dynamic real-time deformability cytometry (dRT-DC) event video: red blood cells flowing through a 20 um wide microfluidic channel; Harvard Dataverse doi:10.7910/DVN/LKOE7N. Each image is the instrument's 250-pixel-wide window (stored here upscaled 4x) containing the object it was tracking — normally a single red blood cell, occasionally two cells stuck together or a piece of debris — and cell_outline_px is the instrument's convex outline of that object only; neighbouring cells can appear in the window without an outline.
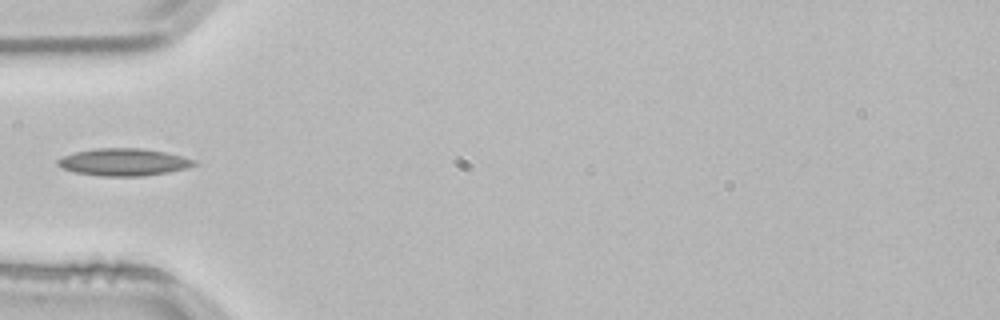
{"species": "common noctule bat (a hibernating species)", "species_latin": "Nyctalus noctula", "temperature_condition": "room temperature", "stored_images_in_passage": 37, "camera_frame_rate_fps": 3000, "um_per_image_px": 0.085, "animal": {"sex": "male", "body_mass_g": 21.5, "forearm_length_mm": 52.0}, "frame": {"image": 1, "passage_image": 1, "time_ms": 0.0, "image_size_px": [1000, 320], "cell_outline_px": [[196, 164], [188, 168], [168, 172], [144, 176], [100, 176], [76, 172], [64, 168], [56, 164], [56, 160], [64, 156], [76, 152], [96, 148], [140, 148], [164, 152], [196, 160]], "centroid_in_image_um": [10.52, 13.78], "position_along_channel_um": 74.5, "area_um2": 21.5}}
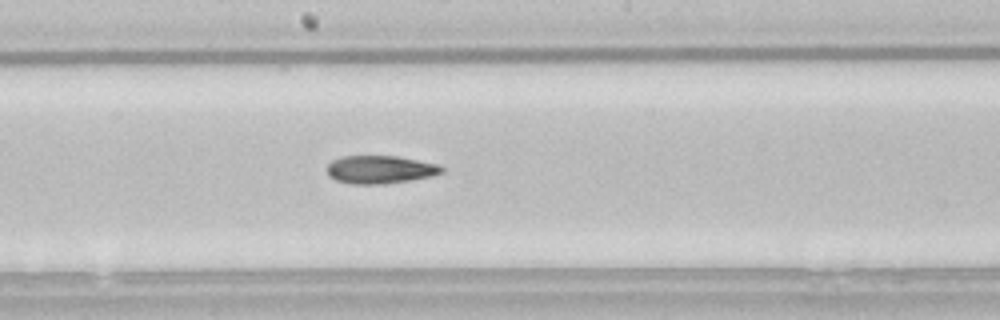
{"frame": {"image": 2, "passage_image": 12, "time_ms": 3.667, "image_size_px": [1000, 320], "cell_outline_px": [[444, 172], [432, 176], [384, 184], [352, 184], [336, 180], [328, 176], [328, 164], [332, 160], [340, 156], [396, 156], [436, 164], [444, 168]], "centroid_in_image_um": [32.28, 14.41], "position_along_channel_um": 215.9, "area_um2": 18.61}}
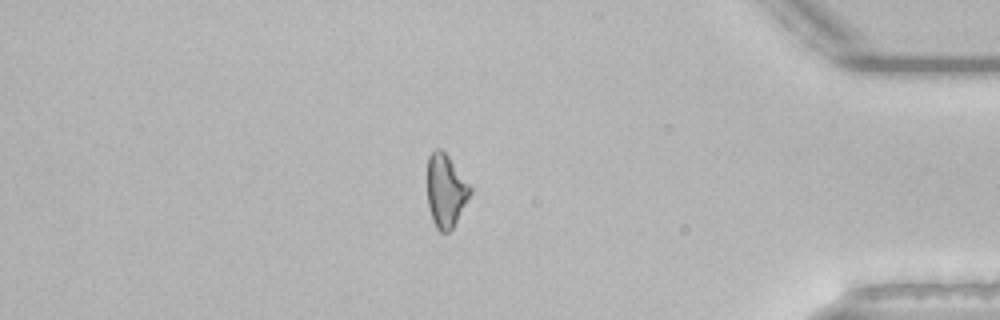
{"frame": {"image": 3, "passage_image": 29, "time_ms": 9.333, "image_size_px": [1000, 320], "cell_outline_px": [[472, 192], [452, 228], [448, 232], [440, 232], [436, 228], [432, 220], [428, 204], [428, 156], [436, 148], [440, 148], [448, 156], [472, 188]], "centroid_in_image_um": [37.88, 16.21], "position_along_channel_um": 397.3, "area_um2": 17.98}}